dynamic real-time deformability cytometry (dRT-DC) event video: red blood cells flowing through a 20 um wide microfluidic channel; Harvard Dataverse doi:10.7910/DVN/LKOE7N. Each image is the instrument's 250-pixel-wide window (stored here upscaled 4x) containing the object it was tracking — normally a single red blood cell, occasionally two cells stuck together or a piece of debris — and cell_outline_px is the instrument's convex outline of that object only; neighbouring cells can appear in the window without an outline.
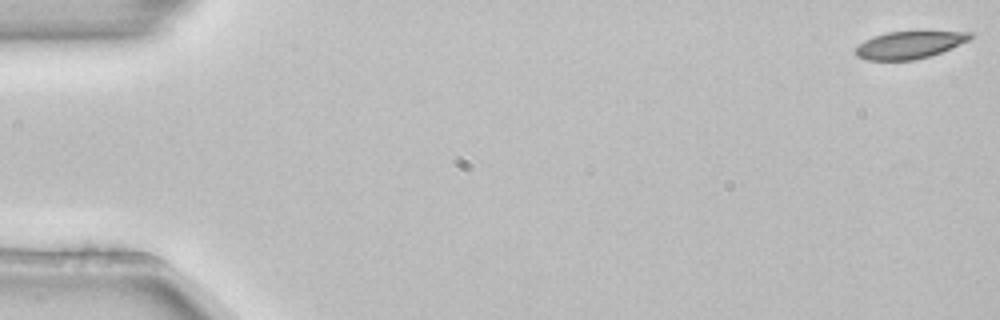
{"species": "common noctule bat (a hibernating species)", "species_latin": "Nyctalus noctula", "temperature_condition": "room temperature", "stored_images_in_passage": 6, "camera_frame_rate_fps": 3000, "um_per_image_px": 0.085, "animal": {"sex": "female", "body_mass_g": 22.7, "forearm_length_mm": 54.2}, "frame": {"image": 1, "passage_image": 1, "time_ms": 0.0, "image_size_px": [1000, 320], "cell_outline_px": [[976, 32], [968, 40], [940, 52], [928, 56], [912, 60], [868, 60], [856, 56], [856, 48], [864, 40], [872, 36], [888, 32]], "centroid_in_image_um": [77.25, 3.82], "position_along_channel_um": 7.7, "area_um2": 17.86}}
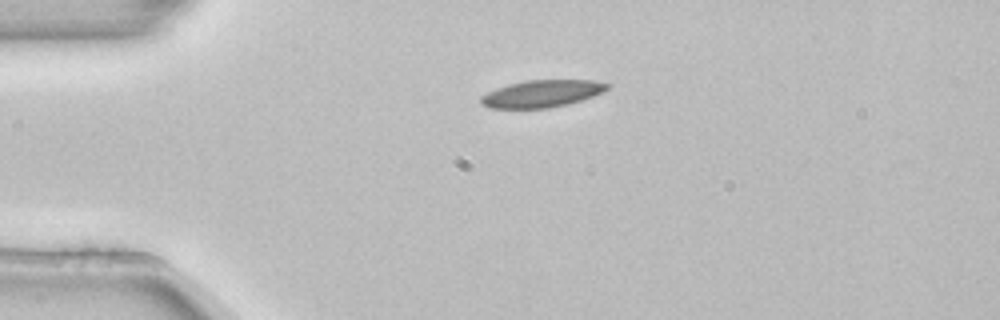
{"frame": {"image": 2, "passage_image": 4, "time_ms": 1.0, "image_size_px": [1000, 320], "cell_outline_px": [[612, 84], [608, 88], [592, 96], [568, 104], [548, 108], [488, 108], [480, 104], [480, 96], [496, 88], [508, 84], [524, 80], [592, 80]], "centroid_in_image_um": [46.01, 7.96], "position_along_channel_um": 39.0, "area_um2": 20.0}}